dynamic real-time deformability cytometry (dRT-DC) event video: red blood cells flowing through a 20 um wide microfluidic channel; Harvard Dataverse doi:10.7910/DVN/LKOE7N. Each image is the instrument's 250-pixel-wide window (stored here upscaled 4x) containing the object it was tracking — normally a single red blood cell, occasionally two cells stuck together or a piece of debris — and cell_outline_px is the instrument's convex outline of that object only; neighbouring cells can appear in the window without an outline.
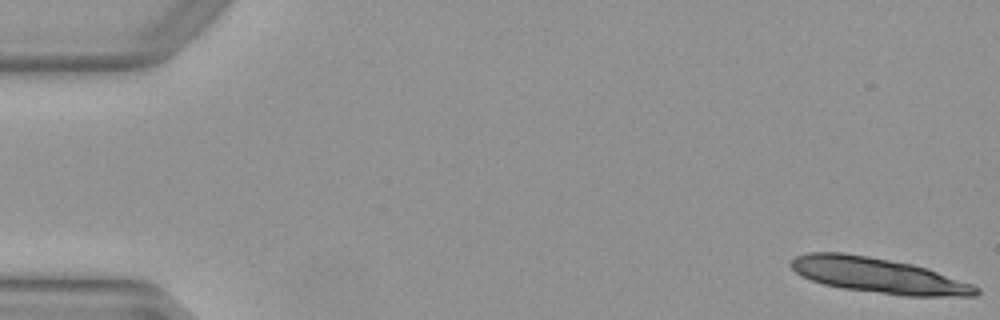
{"species": "Egyptian fruit bat (a non-hibernating species)", "species_latin": "Rousettus aegyptiacus", "temperature_condition": "warm", "stored_images_in_passage": 15, "camera_frame_rate_fps": 3000, "um_per_image_px": 0.085, "animal": {"sex": "female"}, "frame": {"image": 1, "passage_image": 1, "time_ms": 0.0, "image_size_px": [1000, 320], "cell_outline_px": [[980, 292], [976, 296], [904, 296], [840, 288], [824, 284], [812, 280], [796, 272], [788, 264], [796, 256], [808, 252], [844, 252], [868, 256], [912, 264], [928, 268], [976, 284], [980, 288]], "centroid_in_image_um": [74.73, 23.42], "position_along_channel_um": 10.3, "area_um2": 38.38}}